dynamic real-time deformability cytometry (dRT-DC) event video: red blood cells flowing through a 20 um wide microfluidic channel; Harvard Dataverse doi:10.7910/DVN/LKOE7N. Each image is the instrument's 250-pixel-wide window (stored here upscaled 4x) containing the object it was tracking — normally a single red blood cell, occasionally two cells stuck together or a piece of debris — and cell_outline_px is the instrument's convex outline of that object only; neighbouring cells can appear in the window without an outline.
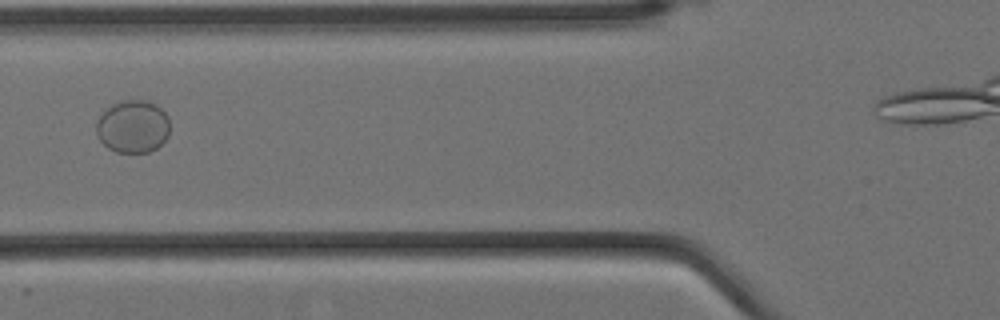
{"species": "Egyptian fruit bat (a non-hibernating species)", "species_latin": "Rousettus aegyptiacus", "temperature_condition": "cold", "stored_images_in_passage": 9, "camera_frame_rate_fps": 3000, "um_per_image_px": 0.085, "animal": {"sex": "female"}, "frame": {"image": 1, "passage_image": 2, "time_ms": 0.333, "image_size_px": [1000, 320], "cell_outline_px": [[168, 136], [156, 148], [148, 152], [116, 152], [108, 148], [96, 136], [96, 120], [104, 108], [120, 100], [148, 100], [156, 104], [168, 116]], "centroid_in_image_um": [11.25, 10.73], "position_along_channel_um": 114.6, "area_um2": 22.83}}
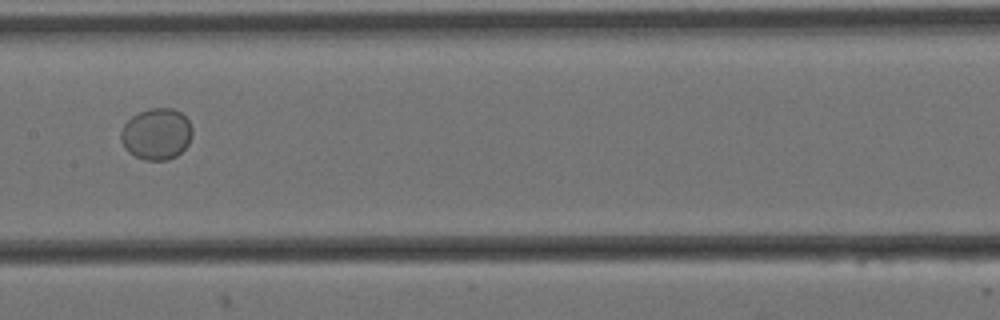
{"frame": {"image": 2, "passage_image": 4, "time_ms": 1.0, "image_size_px": [1000, 320], "cell_outline_px": [[192, 136], [188, 144], [176, 156], [168, 160], [144, 160], [128, 152], [124, 148], [120, 140], [120, 132], [124, 124], [132, 116], [140, 112], [152, 108], [172, 108], [180, 112], [188, 120], [192, 128]], "centroid_in_image_um": [13.29, 11.4], "position_along_channel_um": 194.1, "area_um2": 21.44}}
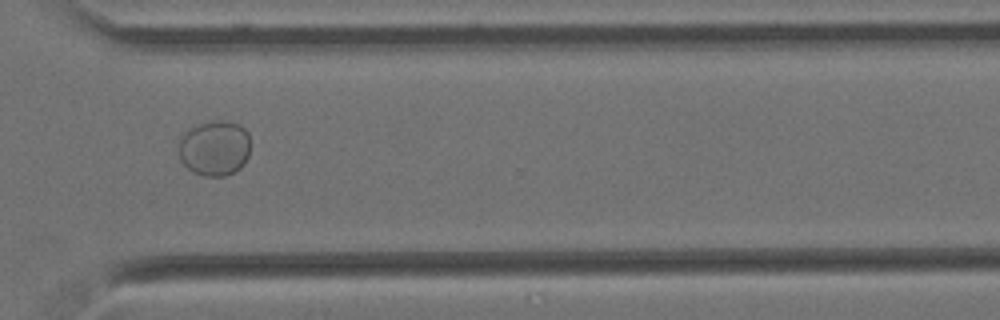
{"frame": {"image": 3, "passage_image": 8, "time_ms": 2.333, "image_size_px": [1000, 320], "cell_outline_px": [[248, 156], [244, 164], [240, 168], [224, 176], [204, 176], [192, 172], [180, 160], [180, 136], [184, 132], [200, 124], [212, 120], [224, 120], [240, 124], [248, 132]], "centroid_in_image_um": [18.24, 12.58], "position_along_channel_um": 352.4, "area_um2": 23.06}}